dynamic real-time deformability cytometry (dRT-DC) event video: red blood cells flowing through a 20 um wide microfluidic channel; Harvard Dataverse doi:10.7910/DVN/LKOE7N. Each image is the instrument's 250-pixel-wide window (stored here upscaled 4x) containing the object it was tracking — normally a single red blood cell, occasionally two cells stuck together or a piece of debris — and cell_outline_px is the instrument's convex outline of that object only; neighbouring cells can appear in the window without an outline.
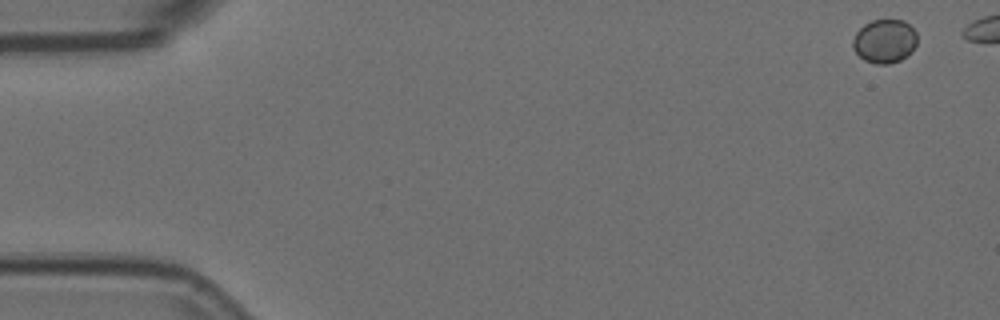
{"species": "Egyptian fruit bat (a non-hibernating species)", "species_latin": "Rousettus aegyptiacus", "temperature_condition": "room temperature", "stored_images_in_passage": 6, "camera_frame_rate_fps": 3000, "um_per_image_px": 0.085, "animal": {"sex": "female"}, "frame": {"image": 1, "passage_image": 1, "time_ms": 0.0, "image_size_px": [1000, 320], "cell_outline_px": [[916, 44], [912, 52], [908, 56], [900, 60], [888, 64], [876, 64], [864, 60], [852, 48], [852, 40], [856, 32], [864, 24], [872, 20], [904, 20], [916, 32]], "centroid_in_image_um": [75.18, 3.5], "position_along_channel_um": 9.8, "area_um2": 16.47}}